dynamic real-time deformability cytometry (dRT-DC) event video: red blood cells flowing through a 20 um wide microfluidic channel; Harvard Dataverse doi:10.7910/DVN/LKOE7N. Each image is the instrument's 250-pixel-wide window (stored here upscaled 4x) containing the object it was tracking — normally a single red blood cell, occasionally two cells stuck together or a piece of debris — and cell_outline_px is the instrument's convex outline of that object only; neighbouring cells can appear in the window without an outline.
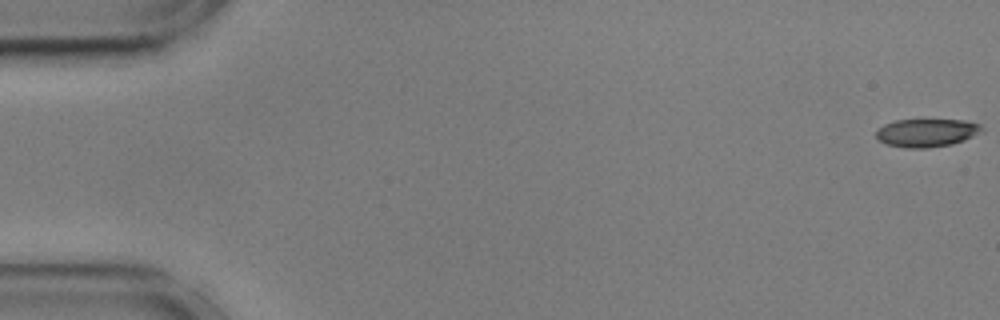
{"species": "common noctule bat (a hibernating species)", "species_latin": "Nyctalus noctula", "temperature_condition": "cold", "stored_images_in_passage": 56, "camera_frame_rate_fps": 3000, "um_per_image_px": 0.085, "animal": {"sex": "male", "body_mass_g": 17.9, "forearm_length_mm": 54.2}, "frame": {"image": 1, "passage_image": 1, "time_ms": 0.0, "image_size_px": [1000, 320], "cell_outline_px": [[984, 132], [964, 140], [952, 144], [928, 148], [904, 148], [888, 144], [880, 140], [876, 136], [876, 132], [884, 124], [896, 120], [964, 120], [980, 124], [984, 128]], "centroid_in_image_um": [78.82, 11.29], "position_along_channel_um": 6.2, "area_um2": 17.34}}
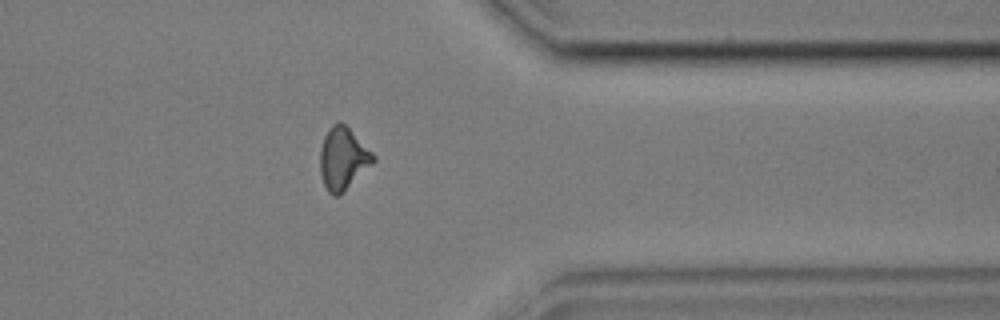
{"frame": {"image": 2, "passage_image": 45, "time_ms": 14.667, "image_size_px": [1000, 320], "cell_outline_px": [[376, 160], [336, 196], [332, 196], [328, 192], [324, 184], [320, 172], [320, 148], [324, 136], [328, 128], [332, 124], [340, 120], [376, 156]], "centroid_in_image_um": [29.12, 13.43], "position_along_channel_um": 382.3, "area_um2": 18.79}}
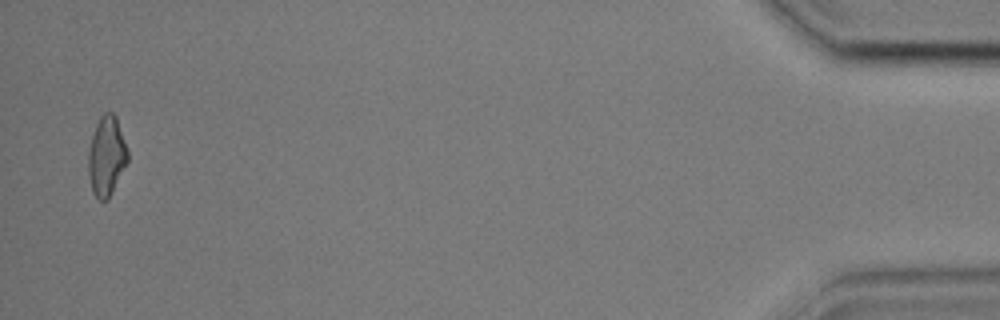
{"frame": {"image": 3, "passage_image": 55, "time_ms": 18.0, "image_size_px": [1000, 320], "cell_outline_px": [[128, 160], [108, 200], [100, 200], [92, 192], [88, 176], [88, 148], [96, 124], [100, 116], [104, 112], [112, 112], [116, 116], [128, 152]], "centroid_in_image_um": [9.03, 13.26], "position_along_channel_um": 426.2, "area_um2": 18.21}, "authors_computed_cell_mechanics": {"area_um2": 18.4671, "velocity_mm_per_s": 3.6007, "shape_relaxation_time_tau1_ms": 6.2875, "shape_relaxation_time_tau2_ms": 5.8697, "deformation_change_tau1": 0.1302, "deformation_change_tau2": 0.15}}